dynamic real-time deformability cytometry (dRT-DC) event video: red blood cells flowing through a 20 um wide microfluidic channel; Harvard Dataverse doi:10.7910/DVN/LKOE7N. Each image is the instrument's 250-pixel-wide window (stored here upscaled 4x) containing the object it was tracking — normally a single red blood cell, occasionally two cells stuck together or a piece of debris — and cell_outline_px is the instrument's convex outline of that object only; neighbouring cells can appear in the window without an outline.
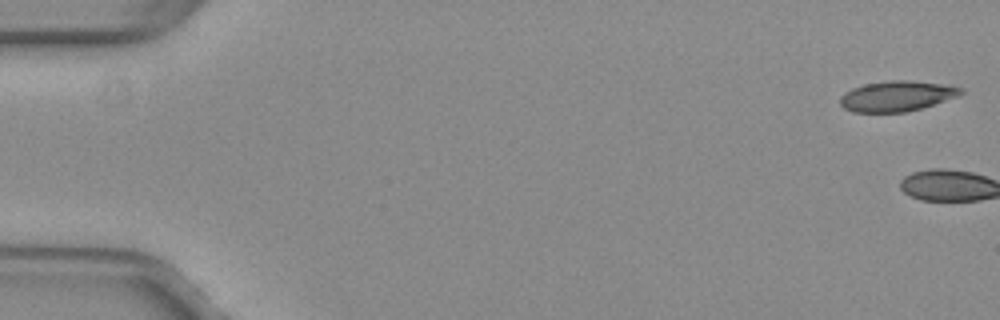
{"species": "common noctule bat (a hibernating species)", "species_latin": "Nyctalus noctula", "temperature_condition": "warm", "stored_images_in_passage": 2, "camera_frame_rate_fps": 3000, "um_per_image_px": 0.085, "animal": {"sex": "female", "body_mass_g": 29.2, "forearm_length_mm": 56.3}, "frame": {"image": 1, "passage_image": 1, "time_ms": 0.0, "image_size_px": [1000, 320], "cell_outline_px": [[964, 92], [960, 96], [920, 108], [904, 112], [852, 112], [844, 108], [840, 104], [840, 96], [844, 92], [852, 88], [864, 84], [892, 80], [908, 80], [948, 84], [964, 88]], "centroid_in_image_um": [76.26, 8.16], "position_along_channel_um": 8.7, "area_um2": 21.56}}